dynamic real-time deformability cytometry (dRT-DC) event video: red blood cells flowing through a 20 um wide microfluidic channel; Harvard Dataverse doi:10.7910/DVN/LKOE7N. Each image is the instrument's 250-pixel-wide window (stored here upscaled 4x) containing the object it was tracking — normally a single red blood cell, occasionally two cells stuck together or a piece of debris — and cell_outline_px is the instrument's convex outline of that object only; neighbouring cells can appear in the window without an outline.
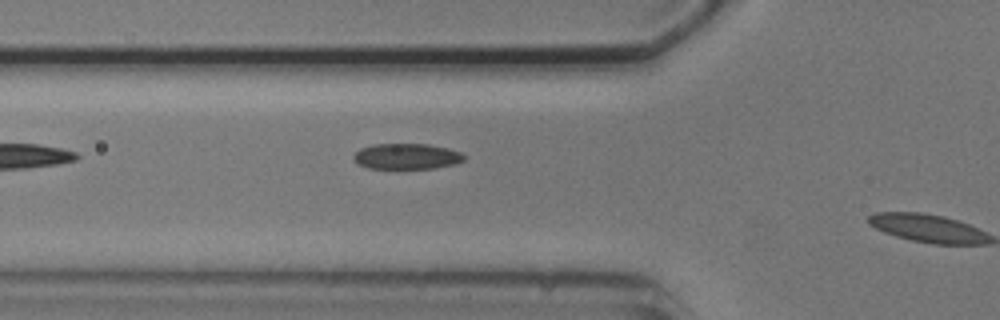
{"species": "common noctule bat (a hibernating species)", "species_latin": "Nyctalus noctula", "temperature_condition": "cold", "stored_images_in_passage": 5, "camera_frame_rate_fps": 3000, "um_per_image_px": 0.085, "animal": {"sex": "male", "body_mass_g": 20.5, "forearm_length_mm": 52.5}, "frame": {"image": 1, "passage_image": 5, "time_ms": 5.333, "image_size_px": [1000, 320], "cell_outline_px": [[464, 160], [456, 164], [436, 168], [368, 168], [356, 164], [352, 160], [352, 156], [360, 148], [372, 144], [428, 144], [448, 148], [460, 152], [464, 156]], "centroid_in_image_um": [34.53, 13.29], "position_along_channel_um": 91.3, "area_um2": 16.7}}